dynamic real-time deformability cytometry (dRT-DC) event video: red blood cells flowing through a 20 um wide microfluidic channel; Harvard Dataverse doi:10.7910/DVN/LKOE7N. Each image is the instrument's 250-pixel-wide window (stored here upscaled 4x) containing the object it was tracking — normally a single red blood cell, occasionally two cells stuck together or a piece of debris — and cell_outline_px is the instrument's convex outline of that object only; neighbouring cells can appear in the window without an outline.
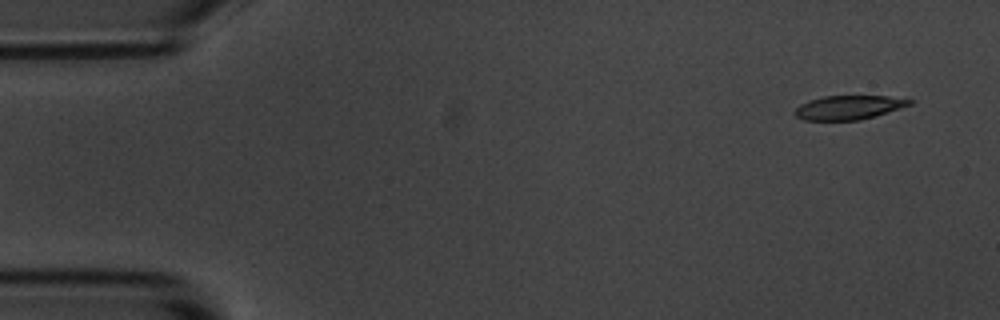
{"species": "common noctule bat (a hibernating species)", "species_latin": "Nyctalus noctula", "temperature_condition": "room temperature", "stored_images_in_passage": 5, "camera_frame_rate_fps": 3000, "um_per_image_px": 0.085, "animal": {"sex": "male", "body_mass_g": 20.1, "forearm_length_mm": 53.5}, "frame": {"image": 1, "passage_image": 1, "time_ms": 0.0, "image_size_px": [1000, 320], "cell_outline_px": [[916, 100], [912, 104], [876, 116], [860, 120], [804, 120], [796, 116], [792, 112], [800, 104], [808, 100], [824, 96], [888, 96]], "centroid_in_image_um": [72.14, 9.13], "position_along_channel_um": 12.9, "area_um2": 16.18}}
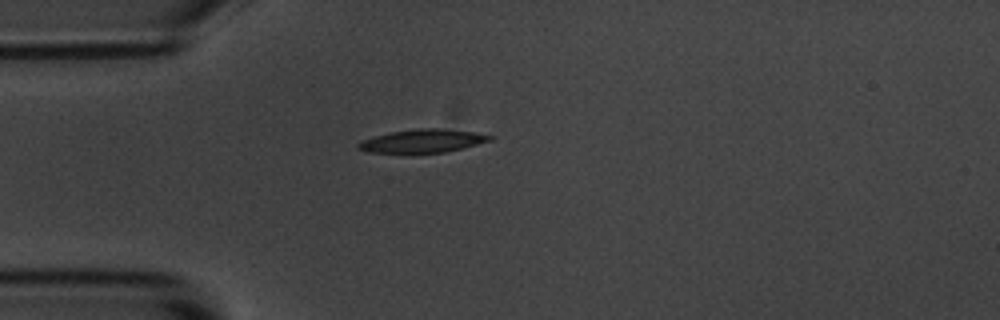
{"frame": {"image": 2, "passage_image": 4, "time_ms": 3.667, "image_size_px": [1000, 320], "cell_outline_px": [[496, 136], [492, 140], [464, 148], [444, 152], [368, 152], [356, 148], [356, 144], [360, 140], [392, 132], [416, 128], [440, 128], [476, 132]], "centroid_in_image_um": [35.96, 11.97], "position_along_channel_um": 49.0, "area_um2": 17.8}}